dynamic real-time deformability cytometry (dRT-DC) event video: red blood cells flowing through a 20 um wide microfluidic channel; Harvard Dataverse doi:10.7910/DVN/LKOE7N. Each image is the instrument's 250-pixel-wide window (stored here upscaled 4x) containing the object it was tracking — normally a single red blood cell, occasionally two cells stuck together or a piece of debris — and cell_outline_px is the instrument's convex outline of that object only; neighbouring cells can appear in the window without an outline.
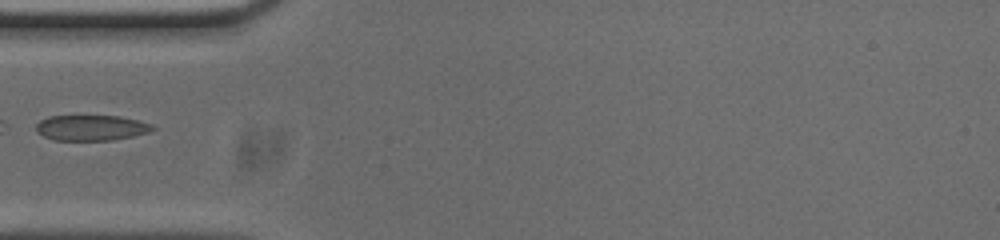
{"species": "common noctule bat (a hibernating species)", "species_latin": "Nyctalus noctula", "temperature_condition": "cold", "stored_images_in_passage": 37, "camera_frame_rate_fps": 3000, "um_per_image_px": 0.085, "animal": {"sex": "male", "body_mass_g": 20.0, "forearm_length_mm": 53.3}, "frame": {"image": 1, "passage_image": 1, "time_ms": 0.0, "image_size_px": [1000, 240], "cell_outline_px": [[156, 128], [148, 132], [132, 136], [112, 140], [52, 140], [36, 132], [36, 124], [40, 120], [48, 116], [120, 116], [152, 124]], "centroid_in_image_um": [7.72, 10.86], "position_along_channel_um": 77.3, "area_um2": 17.28}}